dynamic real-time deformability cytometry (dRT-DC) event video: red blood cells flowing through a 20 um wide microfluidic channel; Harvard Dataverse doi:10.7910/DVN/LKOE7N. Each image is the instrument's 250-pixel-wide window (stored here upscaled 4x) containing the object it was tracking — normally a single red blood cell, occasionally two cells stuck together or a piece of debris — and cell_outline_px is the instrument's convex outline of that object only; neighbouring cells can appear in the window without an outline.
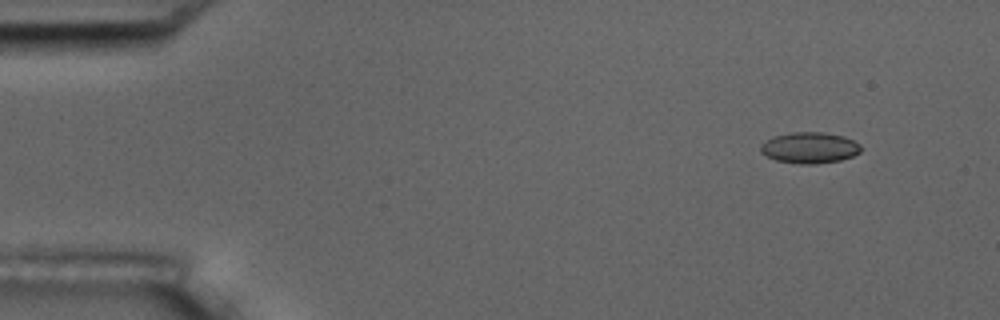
{"species": "common noctule bat (a hibernating species)", "species_latin": "Nyctalus noctula", "temperature_condition": "room temperature", "stored_images_in_passage": 4, "segment_of_instrument_passage": [2, 2], "camera_frame_rate_fps": 3000, "um_per_image_px": 0.085, "animal": {"sex": "male", "body_mass_g": 17.5, "forearm_length_mm": 52.3}, "frame": {"image": 1, "passage_image": 4, "time_ms": 3.333, "image_size_px": [1000, 320], "cell_outline_px": [[864, 148], [860, 152], [852, 156], [840, 160], [816, 164], [800, 164], [776, 160], [760, 152], [760, 144], [772, 136], [792, 132], [824, 132], [844, 136], [860, 144]], "centroid_in_image_um": [68.82, 12.55], "position_along_channel_um": 16.2, "area_um2": 18.32}}